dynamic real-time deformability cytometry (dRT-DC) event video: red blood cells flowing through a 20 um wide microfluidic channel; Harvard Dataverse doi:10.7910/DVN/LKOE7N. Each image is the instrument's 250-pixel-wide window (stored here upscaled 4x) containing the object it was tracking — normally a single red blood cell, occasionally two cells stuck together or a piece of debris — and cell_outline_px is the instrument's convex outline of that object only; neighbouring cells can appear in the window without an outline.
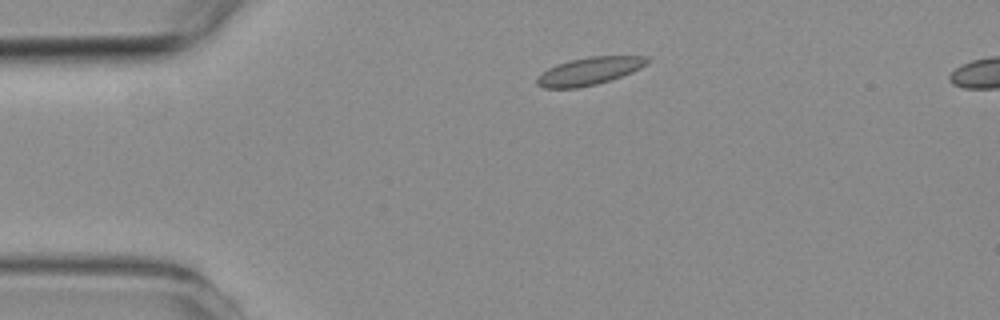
{"species": "common noctule bat (a hibernating species)", "species_latin": "Nyctalus noctula", "temperature_condition": "room temperature", "stored_images_in_passage": 3, "camera_frame_rate_fps": 3000, "um_per_image_px": 0.085, "animal": {"sex": "female", "body_mass_g": 19.3, "forearm_length_mm": 54.1}, "frame": {"image": 1, "passage_image": 1, "time_ms": 0.0, "image_size_px": [1000, 320], "cell_outline_px": [[652, 60], [640, 68], [632, 72], [596, 84], [576, 88], [544, 88], [536, 84], [536, 76], [548, 68], [556, 64], [568, 60], [588, 56], [648, 56]], "centroid_in_image_um": [50.06, 6.03], "position_along_channel_um": 34.9, "area_um2": 17.86}}